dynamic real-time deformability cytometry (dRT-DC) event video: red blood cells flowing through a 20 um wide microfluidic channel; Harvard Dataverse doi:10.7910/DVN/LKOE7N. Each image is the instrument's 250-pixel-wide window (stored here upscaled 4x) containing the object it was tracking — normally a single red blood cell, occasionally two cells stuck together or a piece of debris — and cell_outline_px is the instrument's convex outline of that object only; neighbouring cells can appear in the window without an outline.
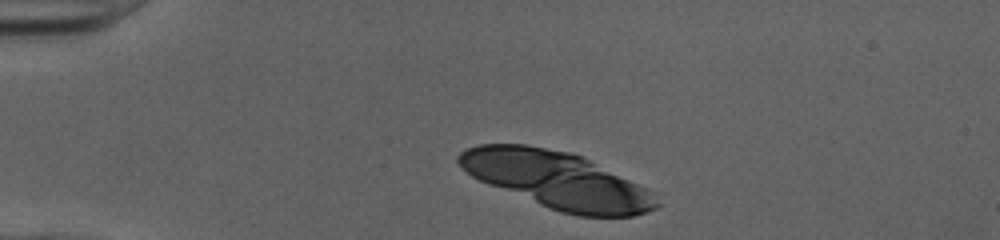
{"species": "human", "species_latin": "Homo sapiens", "temperature_condition": "cold", "stored_images_in_passage": 41, "segment_of_instrument_passage": [1, 2], "camera_frame_rate_fps": 3000, "um_per_image_px": 0.085, "donor": {"sex": "female"}, "frame": {"image": 1, "passage_image": 3, "time_ms": 0.667, "image_size_px": [1000, 240], "cell_outline_px": [[660, 204], [656, 208], [632, 216], [576, 216], [560, 212], [548, 208], [488, 184], [472, 176], [456, 160], [456, 156], [460, 152], [468, 148], [480, 144], [524, 144], [568, 152], [580, 156], [648, 188], [656, 192]], "centroid_in_image_um": [47.38, 15.32], "position_along_channel_um": 37.6, "area_um2": 65.08}}